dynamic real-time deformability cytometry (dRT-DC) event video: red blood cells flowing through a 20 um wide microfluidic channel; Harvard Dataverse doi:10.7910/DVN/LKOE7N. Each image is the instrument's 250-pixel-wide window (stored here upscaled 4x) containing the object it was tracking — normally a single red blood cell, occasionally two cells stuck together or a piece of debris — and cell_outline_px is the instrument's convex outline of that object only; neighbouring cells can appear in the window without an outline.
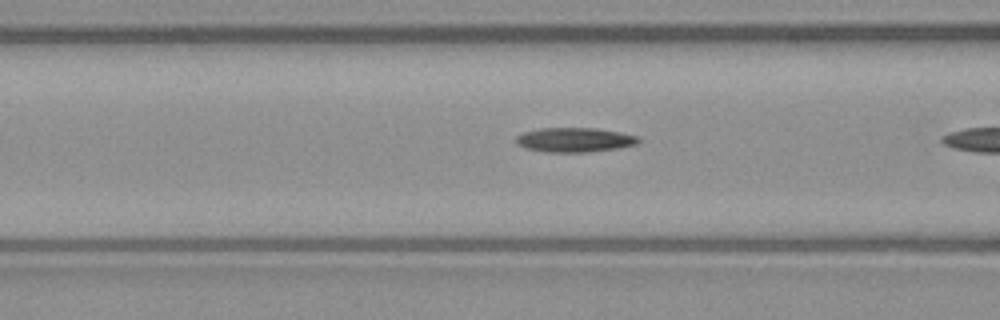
{"species": "common noctule bat (a hibernating species)", "species_latin": "Nyctalus noctula", "temperature_condition": "warm", "stored_images_in_passage": 8, "camera_frame_rate_fps": 3000, "um_per_image_px": 0.085, "animal": {"sex": "male", "body_mass_g": 23.1, "forearm_length_mm": 52.7}, "frame": {"image": 1, "passage_image": 7, "time_ms": 2.0, "image_size_px": [1000, 320], "cell_outline_px": [[640, 140], [636, 144], [616, 148], [584, 152], [548, 152], [524, 148], [516, 144], [516, 136], [524, 132], [540, 128], [596, 128], [620, 132], [640, 136]], "centroid_in_image_um": [48.82, 11.88], "position_along_channel_um": 117.8, "area_um2": 17.4}}